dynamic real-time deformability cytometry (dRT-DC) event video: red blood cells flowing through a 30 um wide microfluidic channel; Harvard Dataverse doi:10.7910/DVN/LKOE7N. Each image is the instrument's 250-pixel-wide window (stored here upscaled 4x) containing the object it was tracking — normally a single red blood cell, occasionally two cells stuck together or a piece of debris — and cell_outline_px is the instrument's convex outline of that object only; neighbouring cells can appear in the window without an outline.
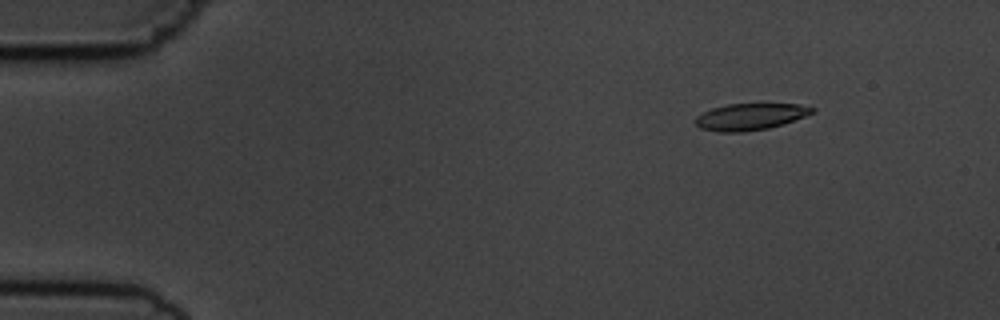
{"species": "common noctule bat (a hibernating species)", "species_latin": "Nyctalus noctula", "temperature_condition": "cold", "stored_images_in_passage": 6, "camera_frame_rate_fps": 3000, "um_per_image_px": 0.085, "animal": {"sex": "male", "body_mass_g": 19.5, "forearm_length_mm": 54.6}, "frame": {"image": 1, "passage_image": 2, "time_ms": 1.333, "image_size_px": [1000, 320], "cell_outline_px": [[816, 112], [784, 124], [768, 128], [744, 132], [720, 132], [700, 128], [696, 124], [696, 116], [712, 108], [728, 104], [800, 104], [816, 108]], "centroid_in_image_um": [63.81, 9.92], "position_along_channel_um": 21.2, "area_um2": 18.15}}
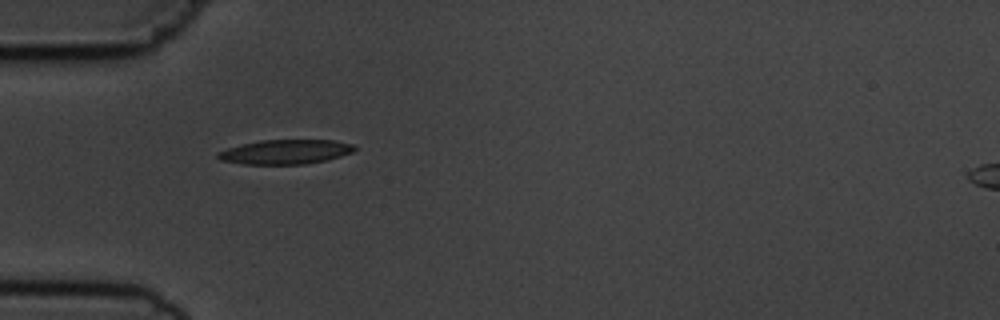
{"frame": {"image": 2, "passage_image": 5, "time_ms": 4.667, "image_size_px": [1000, 320], "cell_outline_px": [[356, 148], [352, 152], [328, 160], [308, 164], [244, 164], [220, 160], [216, 156], [216, 152], [228, 148], [260, 140], [332, 140], [352, 144]], "centroid_in_image_um": [24.25, 12.91], "position_along_channel_um": 60.7, "area_um2": 19.42}}
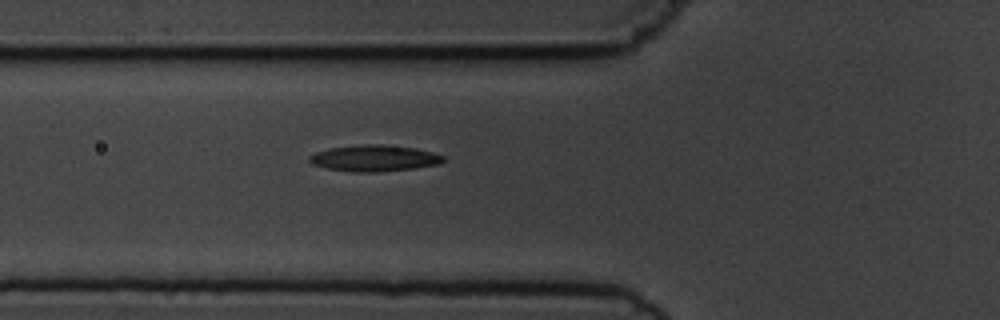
{"frame": {"image": 3, "passage_image": 6, "time_ms": 5.667, "image_size_px": [1000, 320], "cell_outline_px": [[444, 160], [440, 164], [412, 168], [376, 172], [356, 172], [324, 168], [312, 164], [308, 160], [308, 156], [316, 152], [328, 148], [360, 144], [380, 144], [416, 148], [432, 152], [444, 156]], "centroid_in_image_um": [31.77, 13.44], "position_along_channel_um": 94.0, "area_um2": 20.58}}